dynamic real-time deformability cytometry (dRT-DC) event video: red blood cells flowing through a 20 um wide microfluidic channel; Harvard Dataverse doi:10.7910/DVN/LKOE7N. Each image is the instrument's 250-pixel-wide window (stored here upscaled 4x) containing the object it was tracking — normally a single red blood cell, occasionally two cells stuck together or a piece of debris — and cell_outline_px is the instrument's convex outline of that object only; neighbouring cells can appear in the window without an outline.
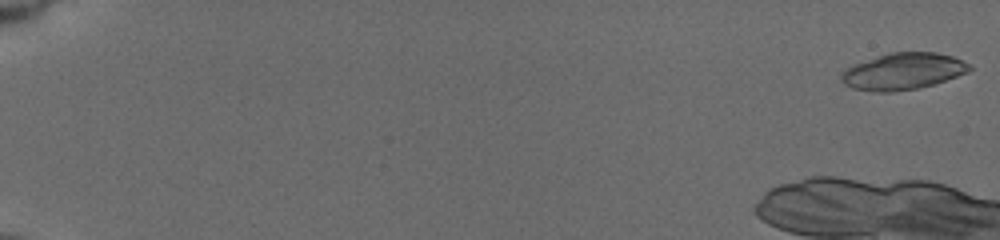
{"species": "common noctule bat (a hibernating species)", "species_latin": "Nyctalus noctula", "temperature_condition": "cold", "stored_images_in_passage": 19, "camera_frame_rate_fps": 3000, "um_per_image_px": 0.085, "animal": {"sex": "female", "body_mass_g": 19.5, "forearm_length_mm": 54.1}, "frame": {"image": 1, "passage_image": 1, "time_ms": 0.0, "image_size_px": [1000, 240], "cell_outline_px": [[972, 68], [968, 72], [932, 84], [916, 88], [892, 92], [876, 92], [852, 88], [844, 84], [840, 80], [840, 72], [844, 68], [852, 64], [888, 52], [936, 52], [952, 56], [972, 64]], "centroid_in_image_um": [76.7, 6.05], "position_along_channel_um": 8.3, "area_um2": 27.57}}